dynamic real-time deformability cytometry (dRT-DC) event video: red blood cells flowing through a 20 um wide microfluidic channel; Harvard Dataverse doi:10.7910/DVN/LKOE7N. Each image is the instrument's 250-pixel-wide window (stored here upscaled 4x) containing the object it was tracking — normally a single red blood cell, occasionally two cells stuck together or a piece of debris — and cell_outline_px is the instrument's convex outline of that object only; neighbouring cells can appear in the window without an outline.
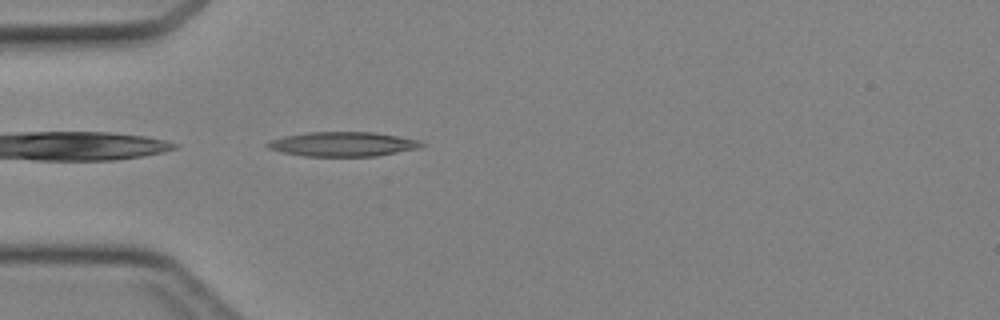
{"species": "Egyptian fruit bat (a non-hibernating species)", "species_latin": "Rousettus aegyptiacus", "temperature_condition": "cold", "stored_images_in_passage": 31, "camera_frame_rate_fps": 3000, "um_per_image_px": 0.085, "animal": {"sex": "female"}, "frame": {"image": 1, "passage_image": 1, "time_ms": 0.0, "image_size_px": [1000, 320], "cell_outline_px": [[424, 144], [420, 148], [376, 156], [304, 156], [284, 152], [268, 148], [264, 144], [268, 140], [284, 136], [308, 132], [376, 132], [420, 140]], "centroid_in_image_um": [29.14, 12.24], "position_along_channel_um": 55.9, "area_um2": 22.02}}
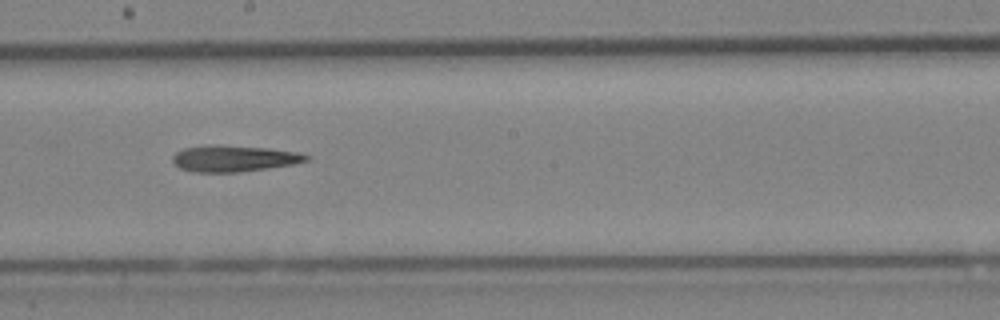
{"frame": {"image": 2, "passage_image": 13, "time_ms": 4.0, "image_size_px": [1000, 320], "cell_outline_px": [[312, 156], [308, 160], [292, 164], [236, 172], [192, 172], [180, 168], [172, 164], [172, 156], [176, 152], [184, 148], [204, 144], [220, 144], [268, 148], [296, 152]], "centroid_in_image_um": [19.8, 13.45], "position_along_channel_um": 228.4, "area_um2": 20.63}}
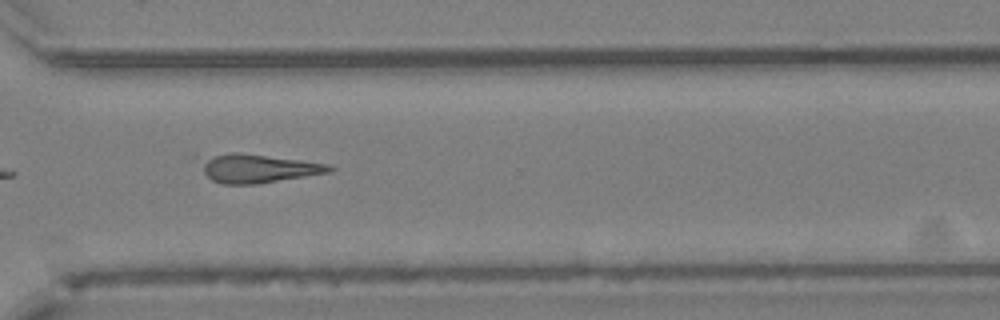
{"frame": {"image": 3, "passage_image": 21, "time_ms": 6.667, "image_size_px": [1000, 320], "cell_outline_px": [[336, 168], [332, 172], [256, 184], [224, 184], [212, 180], [204, 172], [200, 160], [232, 152], [236, 152], [300, 160], [328, 164]], "centroid_in_image_um": [21.99, 14.33], "position_along_channel_um": 348.6, "area_um2": 20.98}}